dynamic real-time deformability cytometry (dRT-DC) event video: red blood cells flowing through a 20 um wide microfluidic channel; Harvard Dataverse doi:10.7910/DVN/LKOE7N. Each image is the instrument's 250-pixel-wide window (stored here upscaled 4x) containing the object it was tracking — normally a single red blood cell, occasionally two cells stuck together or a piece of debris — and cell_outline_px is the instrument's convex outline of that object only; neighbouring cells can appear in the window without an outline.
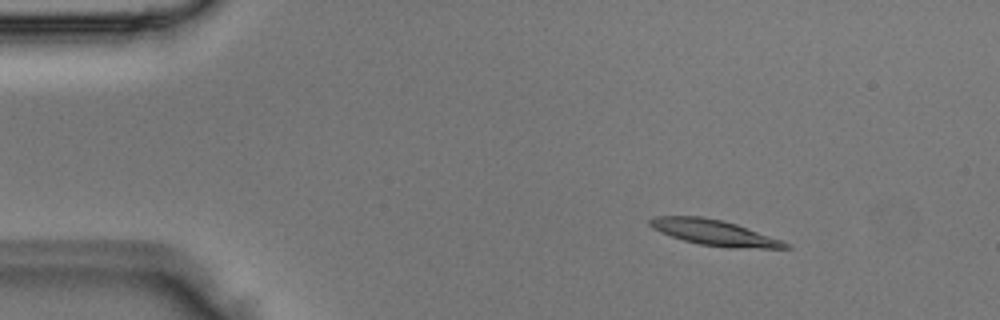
{"species": "Egyptian fruit bat (a non-hibernating species)", "species_latin": "Rousettus aegyptiacus", "temperature_condition": "room temperature", "stored_images_in_passage": 3, "camera_frame_rate_fps": 3000, "um_per_image_px": 0.085, "animal": {"sex": "male"}, "frame": {"image": 1, "passage_image": 3, "time_ms": 0.667, "image_size_px": [1000, 320], "cell_outline_px": [[792, 248], [728, 248], [700, 244], [684, 240], [660, 232], [652, 228], [648, 224], [648, 220], [652, 216], [700, 216], [720, 220], [736, 224], [792, 244]], "centroid_in_image_um": [60.69, 19.77], "position_along_channel_um": 24.3, "area_um2": 20.11}}